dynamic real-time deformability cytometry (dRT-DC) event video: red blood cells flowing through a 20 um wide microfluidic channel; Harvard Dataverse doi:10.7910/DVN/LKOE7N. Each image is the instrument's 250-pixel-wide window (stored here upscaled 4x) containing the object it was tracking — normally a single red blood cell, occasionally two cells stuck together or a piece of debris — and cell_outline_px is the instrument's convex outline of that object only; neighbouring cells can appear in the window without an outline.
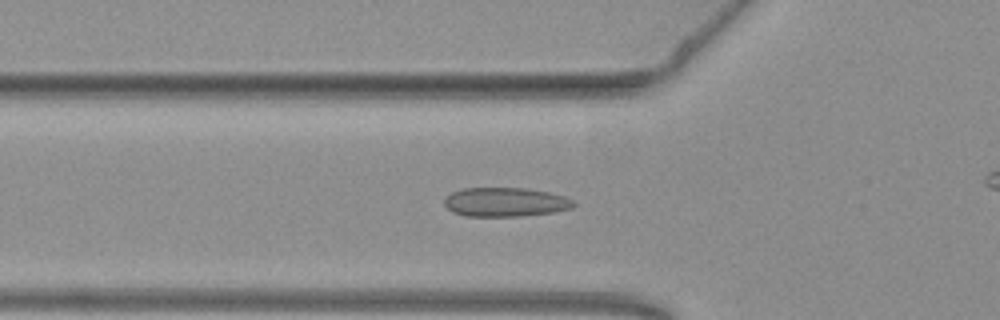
{"species": "common noctule bat (a hibernating species)", "species_latin": "Nyctalus noctula", "temperature_condition": "warm", "stored_images_in_passage": 45, "camera_frame_rate_fps": 3000, "um_per_image_px": 0.085, "animal": {"sex": "female", "body_mass_g": 19.3, "forearm_length_mm": 54.1}, "frame": {"image": 1, "passage_image": 17, "time_ms": 5.333, "image_size_px": [1000, 320], "cell_outline_px": [[576, 204], [572, 208], [556, 212], [520, 216], [464, 216], [452, 212], [444, 204], [444, 200], [452, 192], [460, 188], [528, 188], [548, 192], [564, 196], [572, 200]], "centroid_in_image_um": [42.96, 17.18], "position_along_channel_um": 82.8, "area_um2": 22.02}}
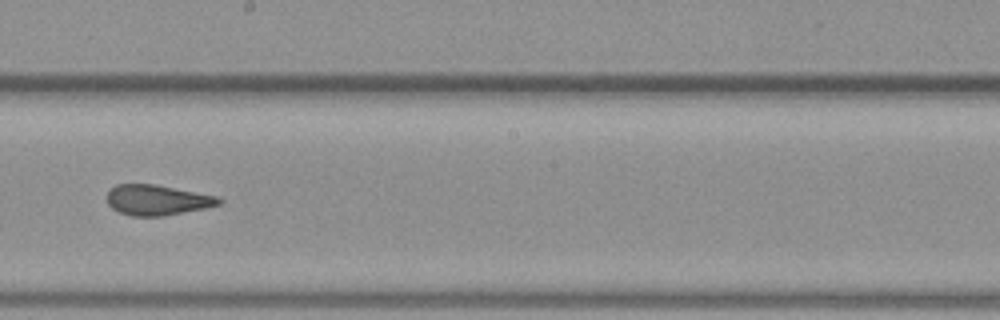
{"frame": {"image": 2, "passage_image": 29, "time_ms": 9.333, "image_size_px": [1000, 320], "cell_outline_px": [[224, 200], [220, 204], [204, 208], [164, 216], [132, 216], [120, 212], [112, 208], [108, 204], [108, 192], [116, 184], [156, 184], [216, 196]], "centroid_in_image_um": [13.36, 17.0], "position_along_channel_um": 234.8, "area_um2": 19.65}}
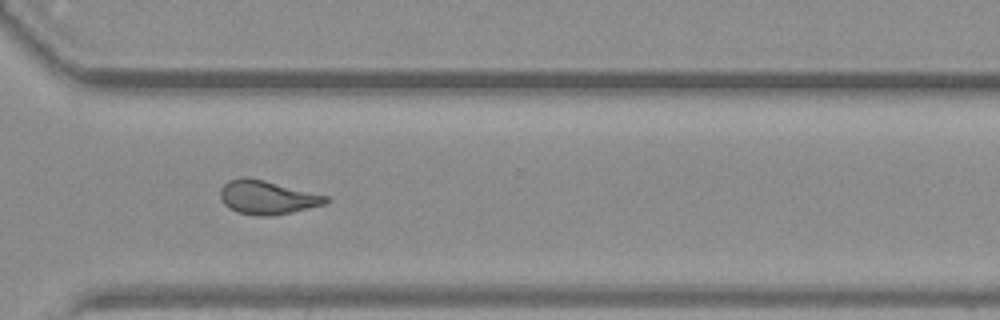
{"frame": {"image": 3, "passage_image": 38, "time_ms": 12.333, "image_size_px": [1000, 320], "cell_outline_px": [[332, 200], [324, 204], [292, 212], [272, 216], [256, 216], [236, 212], [228, 208], [220, 200], [220, 188], [228, 180], [240, 176], [248, 176], [328, 196]], "centroid_in_image_um": [22.67, 16.77], "position_along_channel_um": 347.9, "area_um2": 21.04}}